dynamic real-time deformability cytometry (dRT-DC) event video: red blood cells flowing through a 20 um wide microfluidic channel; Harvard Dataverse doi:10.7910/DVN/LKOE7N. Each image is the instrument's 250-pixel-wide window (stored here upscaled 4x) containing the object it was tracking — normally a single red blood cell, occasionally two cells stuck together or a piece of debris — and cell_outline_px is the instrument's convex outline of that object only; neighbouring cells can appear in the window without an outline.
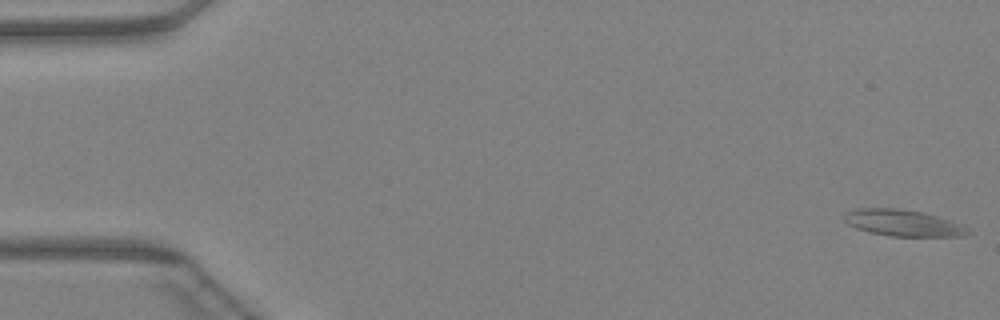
{"species": "Egyptian fruit bat (a non-hibernating species)", "species_latin": "Rousettus aegyptiacus", "temperature_condition": "warm", "stored_images_in_passage": 46, "camera_frame_rate_fps": 3000, "um_per_image_px": 0.085, "animal": {"sex": "female"}, "frame": {"image": 1, "passage_image": 1, "time_ms": 0.0, "image_size_px": [1000, 320], "cell_outline_px": [[972, 232], [964, 236], [892, 236], [868, 232], [856, 228], [848, 224], [844, 220], [844, 216], [852, 208], [896, 208], [924, 212], [960, 224], [968, 228]], "centroid_in_image_um": [76.74, 18.95], "position_along_channel_um": 8.3, "area_um2": 19.02}}
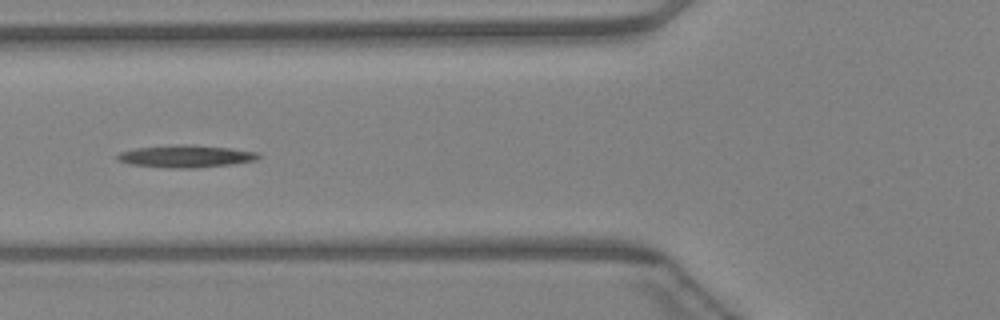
{"frame": {"image": 2, "passage_image": 18, "time_ms": 5.667, "image_size_px": [1000, 320], "cell_outline_px": [[260, 156], [256, 160], [228, 164], [196, 168], [172, 168], [128, 164], [116, 160], [116, 156], [120, 152], [136, 148], [184, 144], [192, 144], [232, 148], [260, 152]], "centroid_in_image_um": [15.79, 13.28], "position_along_channel_um": 110.0, "area_um2": 18.38}}
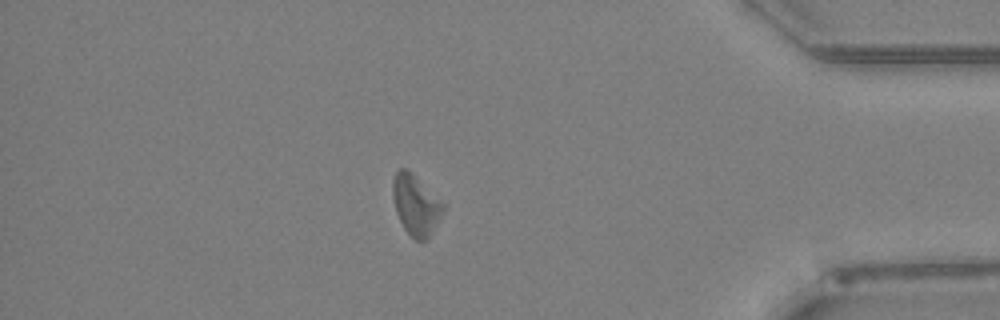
{"frame": {"image": 3, "passage_image": 40, "time_ms": 13.0, "image_size_px": [1000, 320], "cell_outline_px": [[444, 212], [428, 240], [416, 240], [404, 228], [396, 212], [392, 196], [392, 180], [396, 172], [400, 168], [404, 168], [444, 204]], "centroid_in_image_um": [35.33, 17.47], "position_along_channel_um": 399.9, "area_um2": 17.22}}